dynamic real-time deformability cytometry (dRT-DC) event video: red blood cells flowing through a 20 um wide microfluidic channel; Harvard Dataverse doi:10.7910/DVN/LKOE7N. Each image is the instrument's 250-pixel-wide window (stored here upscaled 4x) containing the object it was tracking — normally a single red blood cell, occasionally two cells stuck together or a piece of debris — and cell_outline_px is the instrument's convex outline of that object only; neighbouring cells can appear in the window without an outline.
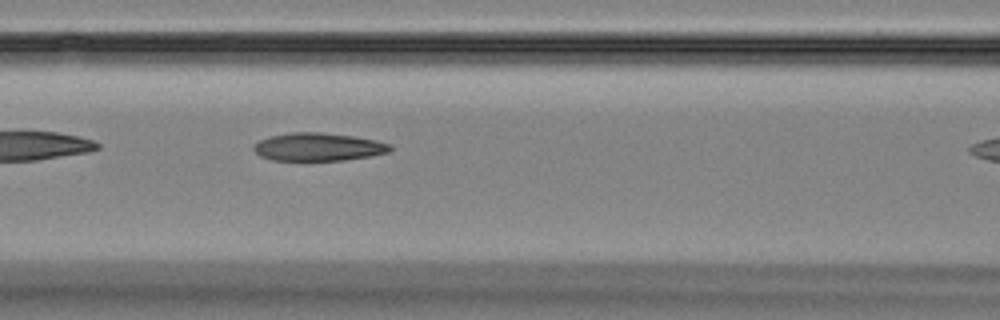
{"species": "Egyptian fruit bat (a non-hibernating species)", "species_latin": "Rousettus aegyptiacus", "temperature_condition": "room temperature", "stored_images_in_passage": 7, "camera_frame_rate_fps": 3000, "um_per_image_px": 0.085, "animal": {"sex": "female"}, "frame": {"image": 1, "passage_image": 6, "time_ms": 5.667, "image_size_px": [1000, 320], "cell_outline_px": [[392, 148], [388, 152], [372, 156], [344, 160], [272, 160], [260, 156], [252, 148], [260, 140], [268, 136], [292, 132], [320, 132], [352, 136], [376, 140], [392, 144]], "centroid_in_image_um": [27.06, 12.48], "position_along_channel_um": 139.5, "area_um2": 22.25}}